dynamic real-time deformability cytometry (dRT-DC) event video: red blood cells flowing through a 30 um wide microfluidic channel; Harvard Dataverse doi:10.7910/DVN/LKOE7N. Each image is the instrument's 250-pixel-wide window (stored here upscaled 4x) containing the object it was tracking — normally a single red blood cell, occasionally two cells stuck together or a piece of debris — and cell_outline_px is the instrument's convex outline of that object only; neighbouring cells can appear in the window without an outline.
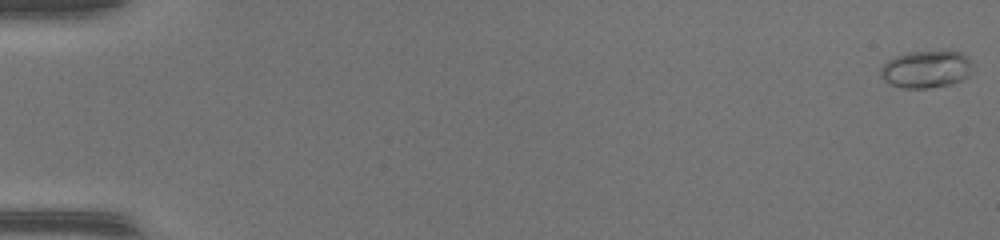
{"species": "common noctule bat (a hibernating species)", "species_latin": "Nyctalus noctula", "temperature_condition": "warm", "stored_images_in_passage": 51, "camera_frame_rate_fps": 3000, "um_per_image_px": 0.085, "animal": {"sex": "female", "body_mass_g": 17.0, "forearm_length_mm": 48.0}, "frame": {"image": 1, "passage_image": 1, "time_ms": 0.0, "image_size_px": [1000, 240], "cell_outline_px": [[972, 64], [968, 76], [952, 84], [928, 88], [904, 88], [888, 84], [880, 76], [880, 68], [888, 60], [896, 56], [908, 52], [960, 52]], "centroid_in_image_um": [78.66, 5.91], "position_along_channel_um": 6.3, "area_um2": 19.71}}
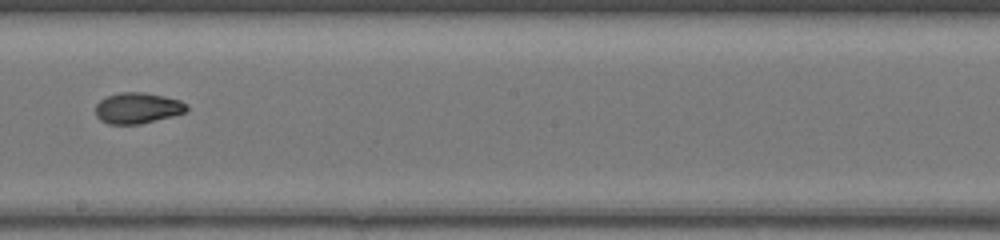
{"frame": {"image": 2, "passage_image": 31, "time_ms": 10.0, "image_size_px": [1000, 240], "cell_outline_px": [[188, 108], [184, 112], [172, 116], [140, 124], [108, 124], [100, 120], [96, 116], [96, 104], [100, 100], [108, 96], [120, 92], [144, 92], [164, 96], [180, 100], [188, 104]], "centroid_in_image_um": [11.69, 9.18], "position_along_channel_um": 236.5, "area_um2": 16.42}}
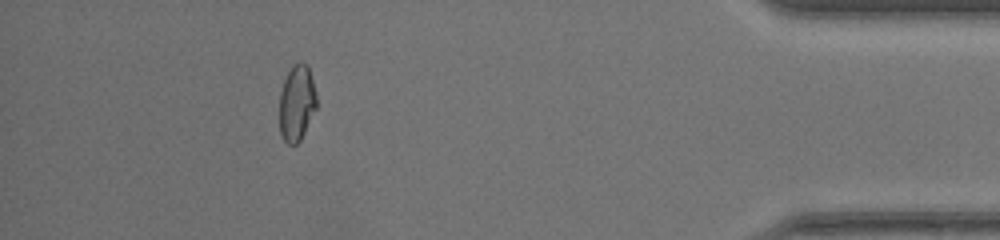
{"frame": {"image": 3, "passage_image": 47, "time_ms": 15.333, "image_size_px": [1000, 240], "cell_outline_px": [[316, 108], [300, 140], [296, 144], [288, 144], [284, 140], [280, 132], [280, 92], [284, 80], [292, 64], [300, 60], [308, 64], [316, 92]], "centroid_in_image_um": [25.23, 8.7], "position_along_channel_um": 410.0, "area_um2": 16.47}, "authors_computed_cell_mechanics": {"area_um2": 16.9354, "velocity_mm_per_s": 4.1974, "shape_relaxation_time_tau1_ms": 5.3372, "shape_relaxation_time_tau2_ms": 2.0269, "deformation_change_tau1": 0.2073, "deformation_change_tau2": 0.0569}}